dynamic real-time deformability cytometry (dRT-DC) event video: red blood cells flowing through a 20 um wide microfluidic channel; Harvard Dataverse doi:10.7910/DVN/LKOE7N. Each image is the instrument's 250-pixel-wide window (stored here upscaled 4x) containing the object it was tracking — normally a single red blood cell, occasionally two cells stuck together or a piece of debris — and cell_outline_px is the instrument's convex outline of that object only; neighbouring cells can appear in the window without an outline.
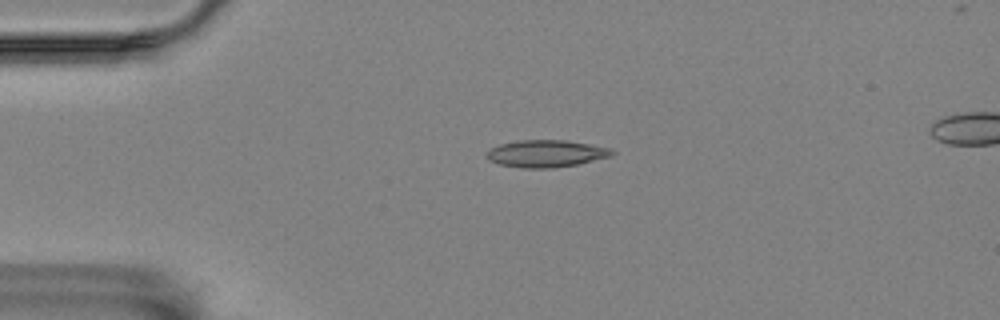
{"species": "Egyptian fruit bat (a non-hibernating species)", "species_latin": "Rousettus aegyptiacus", "temperature_condition": "room temperature", "stored_images_in_passage": 39, "camera_frame_rate_fps": 3000, "um_per_image_px": 0.085, "animal": {"sex": "female"}, "frame": {"image": 1, "passage_image": 1, "time_ms": 0.0, "image_size_px": [1000, 320], "cell_outline_px": [[616, 152], [612, 156], [576, 164], [552, 168], [520, 168], [500, 164], [488, 160], [484, 156], [492, 148], [500, 144], [516, 140], [568, 140], [612, 148]], "centroid_in_image_um": [46.43, 13.05], "position_along_channel_um": 38.6, "area_um2": 19.94}}
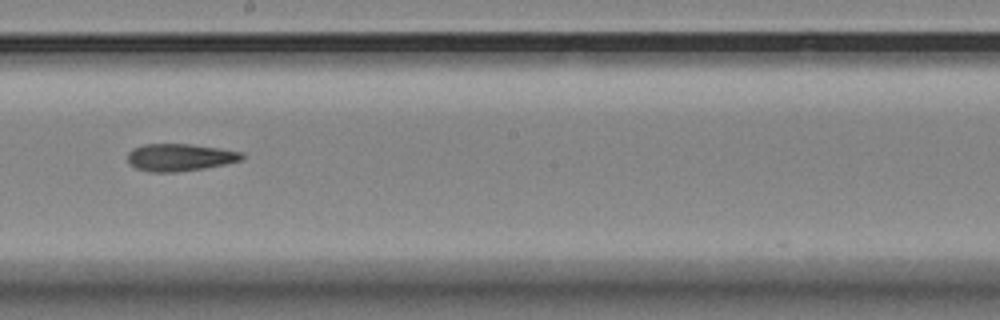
{"frame": {"image": 2, "passage_image": 20, "time_ms": 6.333, "image_size_px": [1000, 320], "cell_outline_px": [[244, 156], [240, 160], [224, 164], [204, 168], [176, 172], [152, 172], [136, 168], [128, 164], [128, 152], [132, 148], [144, 144], [192, 144], [220, 148], [244, 152]], "centroid_in_image_um": [15.27, 13.37], "position_along_channel_um": 232.9, "area_um2": 18.26}}
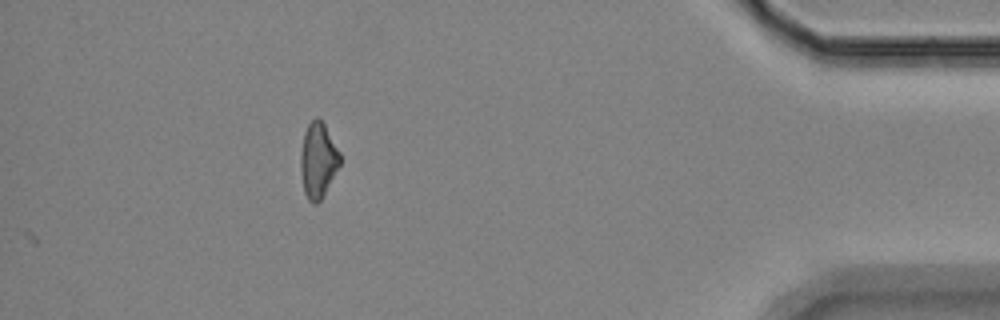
{"frame": {"image": 3, "passage_image": 39, "time_ms": 12.667, "image_size_px": [1000, 320], "cell_outline_px": [[340, 164], [320, 200], [316, 204], [312, 204], [308, 200], [304, 192], [300, 168], [300, 152], [304, 132], [308, 124], [316, 116], [320, 116], [340, 152]], "centroid_in_image_um": [27.02, 13.58], "position_along_channel_um": 408.2, "area_um2": 17.28}}